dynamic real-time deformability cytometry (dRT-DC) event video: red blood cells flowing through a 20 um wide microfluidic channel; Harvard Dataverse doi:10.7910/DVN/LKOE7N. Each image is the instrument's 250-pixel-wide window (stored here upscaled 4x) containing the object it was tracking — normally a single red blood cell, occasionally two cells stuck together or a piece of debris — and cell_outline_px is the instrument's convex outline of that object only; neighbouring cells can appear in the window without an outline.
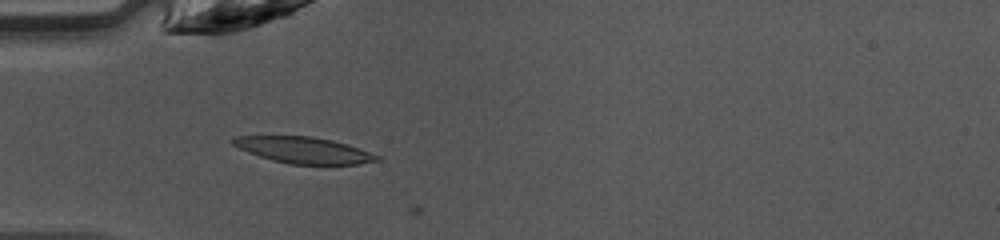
{"species": "common noctule bat (a hibernating species)", "species_latin": "Nyctalus noctula", "temperature_condition": "warm", "stored_images_in_passage": 2, "camera_frame_rate_fps": 3000, "um_per_image_px": 0.085, "animal": {"sex": "female", "body_mass_g": 10.0, "forearm_length_mm": 53.1}, "frame": {"image": 1, "passage_image": 1, "time_ms": 0.0, "image_size_px": [1000, 240], "cell_outline_px": [[384, 160], [356, 164], [288, 164], [272, 160], [248, 152], [232, 144], [228, 140], [232, 136], [312, 136], [332, 140], [348, 144], [380, 156]], "centroid_in_image_um": [25.81, 12.75], "position_along_channel_um": 59.2, "area_um2": 22.14}}